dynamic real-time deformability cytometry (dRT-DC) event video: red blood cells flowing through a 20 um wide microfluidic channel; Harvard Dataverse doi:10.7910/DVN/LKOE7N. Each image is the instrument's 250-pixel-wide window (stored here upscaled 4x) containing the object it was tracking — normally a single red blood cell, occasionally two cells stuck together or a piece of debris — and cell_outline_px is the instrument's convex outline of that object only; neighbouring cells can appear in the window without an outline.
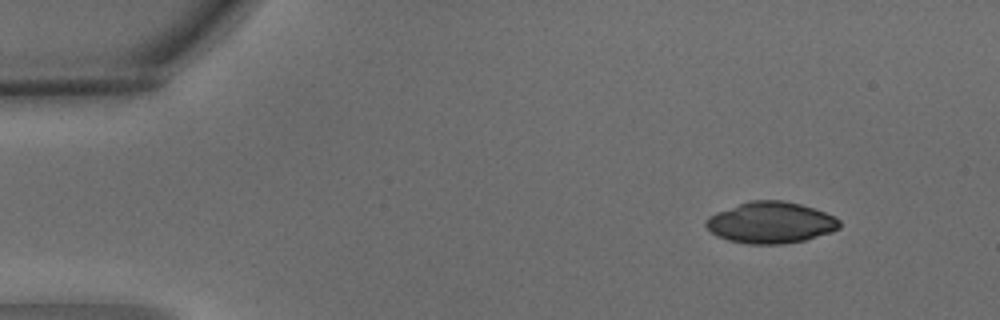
{"species": "common noctule bat (a hibernating species)", "species_latin": "Nyctalus noctula", "temperature_condition": "warm", "stored_images_in_passage": 4, "camera_frame_rate_fps": 3000, "um_per_image_px": 0.085, "animal": {"sex": "male", "body_mass_g": 15.6}, "frame": {"image": 1, "passage_image": 1, "time_ms": 0.0, "image_size_px": [1000, 320], "cell_outline_px": [[840, 228], [832, 232], [804, 240], [784, 244], [748, 244], [728, 240], [716, 236], [704, 224], [704, 220], [708, 216], [716, 212], [752, 200], [780, 200], [800, 204], [836, 216], [840, 220]], "centroid_in_image_um": [65.51, 18.93], "position_along_channel_um": 19.5, "area_um2": 32.19}}